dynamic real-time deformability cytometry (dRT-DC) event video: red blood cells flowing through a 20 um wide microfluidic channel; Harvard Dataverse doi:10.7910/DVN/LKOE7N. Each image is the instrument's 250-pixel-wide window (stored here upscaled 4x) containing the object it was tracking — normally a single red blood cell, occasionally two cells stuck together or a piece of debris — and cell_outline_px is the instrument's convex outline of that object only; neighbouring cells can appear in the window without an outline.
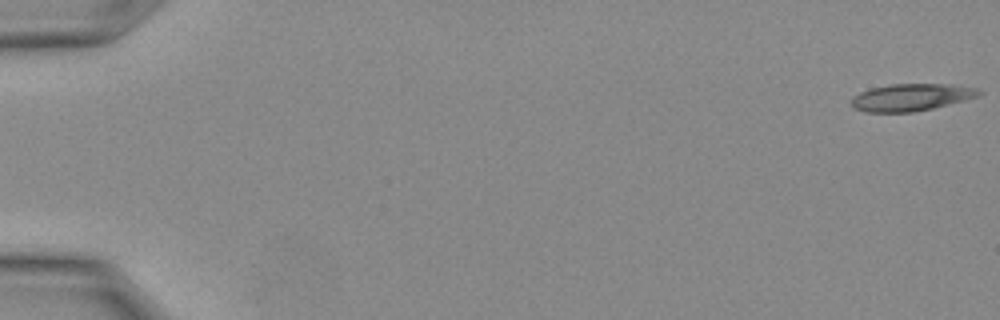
{"species": "Egyptian fruit bat (a non-hibernating species)", "species_latin": "Rousettus aegyptiacus", "temperature_condition": "warm", "stored_images_in_passage": 13, "camera_frame_rate_fps": 3000, "um_per_image_px": 0.085, "animal": {"sex": "female"}, "frame": {"image": 1, "passage_image": 1, "time_ms": 0.0, "image_size_px": [1000, 320], "cell_outline_px": [[944, 96], [936, 104], [924, 108], [896, 112], [888, 112], [864, 108], [868, 92], [880, 88], [912, 84], [920, 84], [940, 88], [944, 92]], "centroid_in_image_um": [76.79, 8.32], "position_along_channel_um": 8.2, "area_um2": 12.31}}
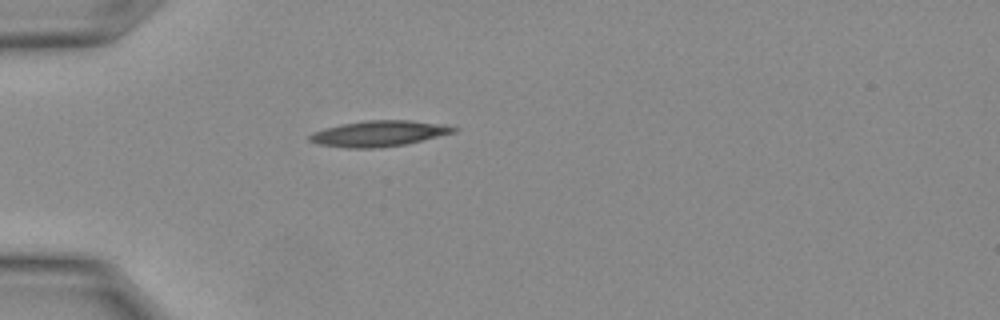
{"frame": {"image": 2, "passage_image": 9, "time_ms": 2.667, "image_size_px": [1000, 320], "cell_outline_px": [[448, 128], [444, 132], [412, 140], [392, 144], [340, 144], [316, 140], [316, 136], [340, 128], [360, 124], [420, 124]], "centroid_in_image_um": [32.24, 11.37], "position_along_channel_um": 52.8, "area_um2": 14.1}}
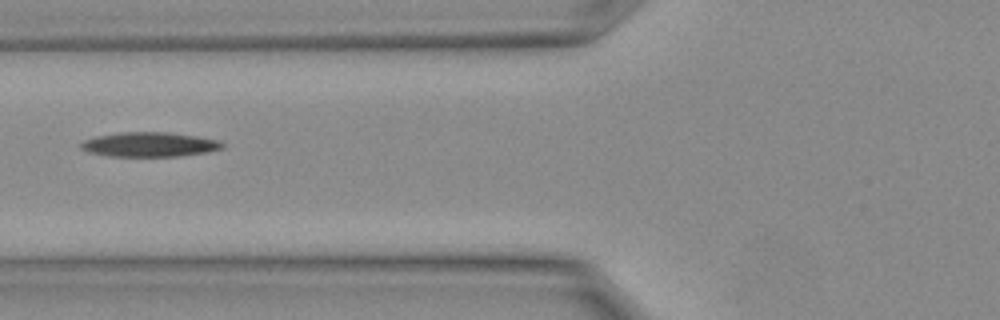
{"frame": {"image": 3, "passage_image": 12, "time_ms": 3.667, "image_size_px": [1000, 320], "cell_outline_px": [[216, 144], [212, 148], [188, 152], [112, 152], [92, 148], [88, 144], [96, 140], [120, 136], [172, 136], [204, 140]], "centroid_in_image_um": [12.82, 12.27], "position_along_channel_um": 113.0, "area_um2": 12.14}}